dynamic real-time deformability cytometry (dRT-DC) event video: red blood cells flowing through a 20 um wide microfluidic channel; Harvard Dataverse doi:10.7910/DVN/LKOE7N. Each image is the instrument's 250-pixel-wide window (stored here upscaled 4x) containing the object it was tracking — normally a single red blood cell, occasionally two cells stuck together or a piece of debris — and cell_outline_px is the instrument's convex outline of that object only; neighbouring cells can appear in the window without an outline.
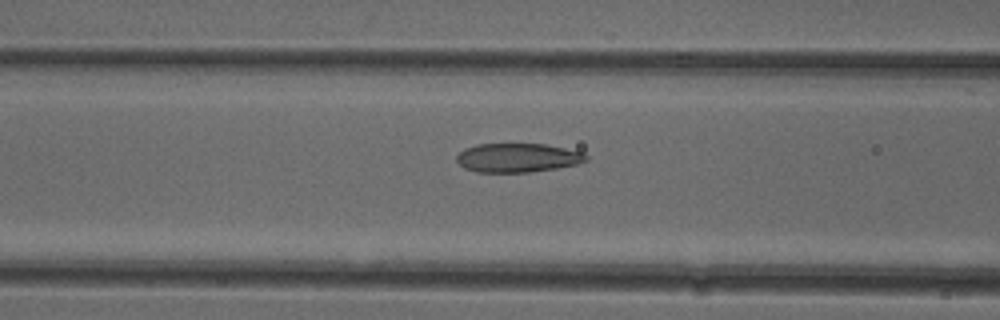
{"species": "common noctule bat (a hibernating species)", "species_latin": "Nyctalus noctula", "temperature_condition": "cold", "stored_images_in_passage": 53, "camera_frame_rate_fps": 3000, "um_per_image_px": 0.085, "animal": {"sex": "female"}, "frame": {"image": 1, "passage_image": 21, "time_ms": 6.667, "image_size_px": [1000, 320], "cell_outline_px": [[588, 160], [580, 164], [556, 168], [528, 172], [476, 172], [464, 168], [456, 160], [456, 156], [464, 148], [476, 144], [544, 144], [584, 152], [588, 156]], "centroid_in_image_um": [44.01, 13.41], "position_along_channel_um": 122.6, "area_um2": 21.96}}
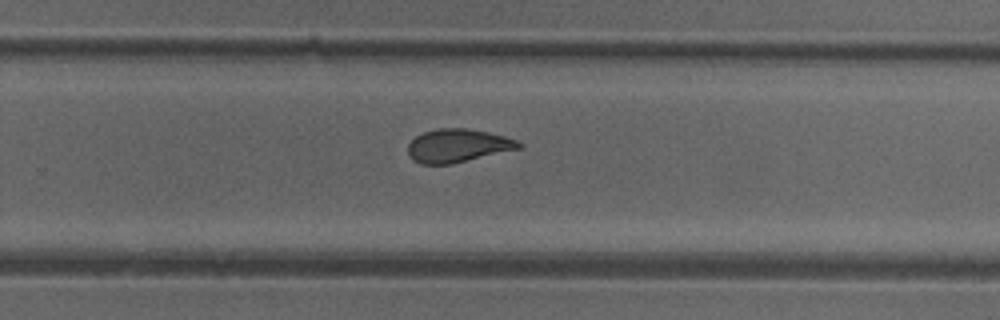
{"frame": {"image": 2, "passage_image": 34, "time_ms": 11.0, "image_size_px": [1000, 320], "cell_outline_px": [[524, 144], [520, 148], [452, 164], [420, 164], [412, 160], [408, 156], [408, 144], [416, 136], [424, 132], [436, 128], [464, 128], [488, 132], [504, 136], [516, 140]], "centroid_in_image_um": [38.88, 12.38], "position_along_channel_um": 290.9, "area_um2": 21.5}}
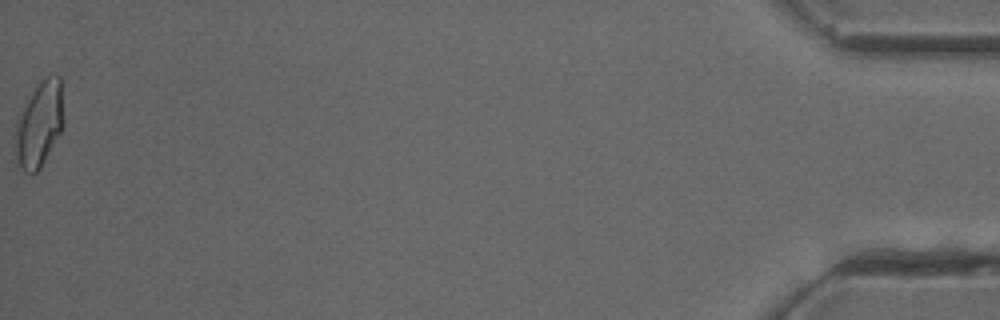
{"frame": {"image": 3, "passage_image": 53, "time_ms": 17.333, "image_size_px": [1000, 320], "cell_outline_px": [[64, 124], [60, 132], [40, 168], [32, 176], [24, 172], [16, 156], [16, 120], [20, 108], [36, 84], [44, 76], [52, 72], [56, 72], [60, 76], [64, 116]], "centroid_in_image_um": [3.35, 10.46], "position_along_channel_um": 431.8, "area_um2": 24.57}, "authors_computed_cell_mechanics": {"area_um2": 22.4264, "velocity_mm_per_s": 3.8939, "shape_relaxation_time_tau1_ms": 5.9799, "shape_relaxation_time_tau2_ms": 2.6087, "deformation_change_tau1": 0.1579, "deformation_change_tau2": 0.0779}}